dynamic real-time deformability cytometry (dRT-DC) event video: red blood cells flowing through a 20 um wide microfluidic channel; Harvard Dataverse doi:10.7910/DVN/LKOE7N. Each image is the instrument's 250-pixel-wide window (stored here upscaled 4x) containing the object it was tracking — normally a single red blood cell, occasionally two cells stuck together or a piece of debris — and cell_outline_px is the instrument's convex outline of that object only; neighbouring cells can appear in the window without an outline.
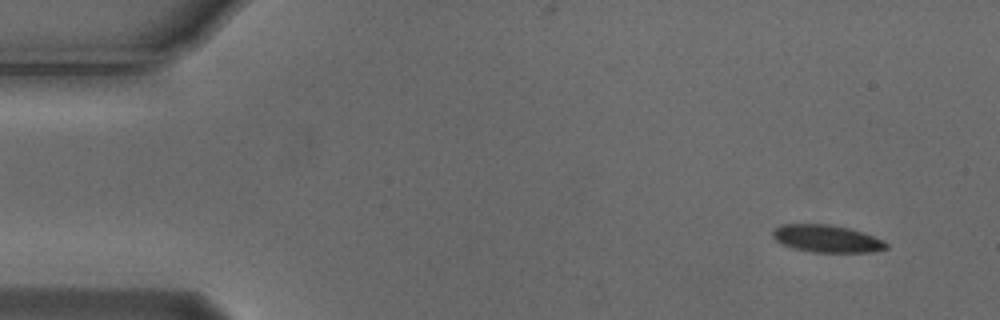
{"species": "Egyptian fruit bat (a non-hibernating species)", "species_latin": "Rousettus aegyptiacus", "temperature_condition": "cold", "stored_images_in_passage": 4, "camera_frame_rate_fps": 3000, "um_per_image_px": 0.085, "animal": {"sex": "male"}, "frame": {"image": 1, "passage_image": 2, "time_ms": 0.333, "image_size_px": [1000, 320], "cell_outline_px": [[888, 248], [872, 252], [812, 252], [792, 248], [776, 240], [772, 236], [772, 232], [776, 228], [784, 224], [828, 224], [848, 228], [872, 236], [888, 244]], "centroid_in_image_um": [70.25, 20.29], "position_along_channel_um": 14.7, "area_um2": 17.8}}